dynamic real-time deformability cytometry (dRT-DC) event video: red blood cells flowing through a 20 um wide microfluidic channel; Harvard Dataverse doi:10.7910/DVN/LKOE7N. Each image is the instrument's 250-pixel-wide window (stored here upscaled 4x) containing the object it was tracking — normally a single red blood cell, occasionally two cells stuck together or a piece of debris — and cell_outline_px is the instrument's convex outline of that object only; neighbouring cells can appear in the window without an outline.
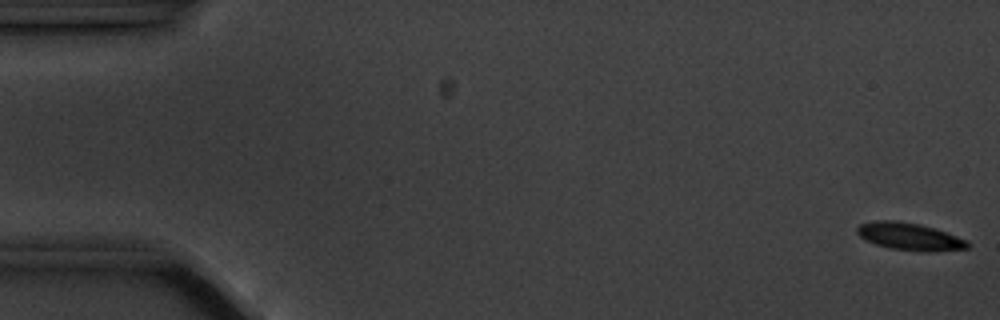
{"species": "common noctule bat (a hibernating species)", "species_latin": "Nyctalus noctula", "temperature_condition": "cold", "stored_images_in_passage": 5, "camera_frame_rate_fps": 3000, "um_per_image_px": 0.085, "animal": {"sex": "male", "body_mass_g": 20.1, "forearm_length_mm": 53.5}, "frame": {"image": 1, "passage_image": 1, "time_ms": 0.0, "image_size_px": [1000, 320], "cell_outline_px": [[968, 248], [928, 252], [888, 248], [864, 240], [856, 232], [856, 228], [860, 224], [876, 220], [896, 220], [920, 224], [936, 228], [968, 240]], "centroid_in_image_um": [77.3, 20.09], "position_along_channel_um": 7.7, "area_um2": 17.74}}